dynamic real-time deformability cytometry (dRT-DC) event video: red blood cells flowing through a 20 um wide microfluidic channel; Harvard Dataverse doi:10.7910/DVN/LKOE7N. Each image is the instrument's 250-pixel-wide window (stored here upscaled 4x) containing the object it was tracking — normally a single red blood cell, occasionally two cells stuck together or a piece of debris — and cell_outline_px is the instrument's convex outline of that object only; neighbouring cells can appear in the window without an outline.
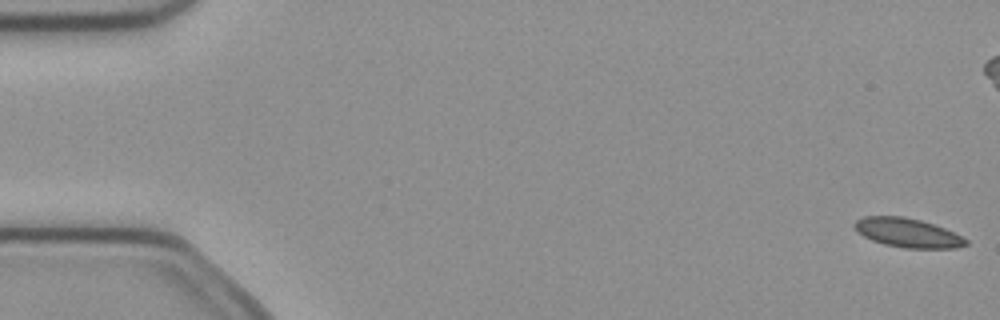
{"species": "common noctule bat (a hibernating species)", "species_latin": "Nyctalus noctula", "temperature_condition": "cold", "stored_images_in_passage": 6, "camera_frame_rate_fps": 3000, "um_per_image_px": 0.085, "animal": {"sex": "female", "body_mass_g": 21.9}, "frame": {"image": 1, "passage_image": 1, "time_ms": 0.0, "image_size_px": [1000, 320], "cell_outline_px": [[968, 244], [956, 248], [904, 248], [884, 244], [872, 240], [856, 232], [852, 224], [856, 220], [864, 216], [904, 216], [920, 220], [944, 228], [968, 240]], "centroid_in_image_um": [77.1, 19.78], "position_along_channel_um": 7.9, "area_um2": 18.84}}